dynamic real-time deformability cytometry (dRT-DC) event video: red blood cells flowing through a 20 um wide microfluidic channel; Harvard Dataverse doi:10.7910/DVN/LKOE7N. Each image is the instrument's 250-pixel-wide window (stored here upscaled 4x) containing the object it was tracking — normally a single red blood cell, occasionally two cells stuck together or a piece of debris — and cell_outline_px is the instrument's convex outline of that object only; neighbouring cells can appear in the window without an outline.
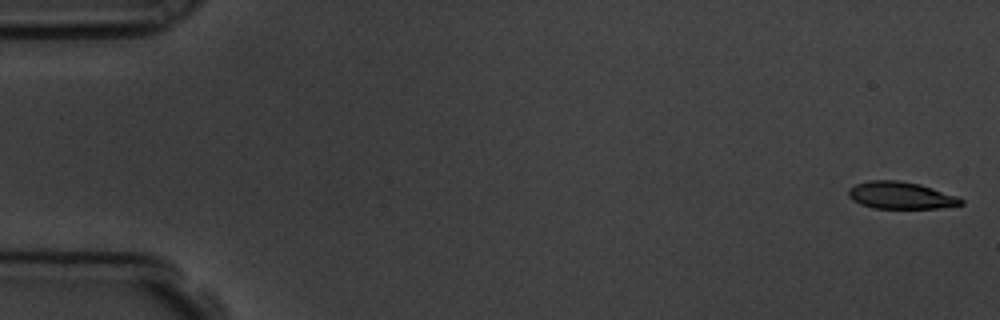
{"species": "common noctule bat (a hibernating species)", "species_latin": "Nyctalus noctula", "temperature_condition": "room temperature", "stored_images_in_passage": 53, "camera_frame_rate_fps": 3000, "um_per_image_px": 0.085, "animal": {"sex": "male", "body_mass_g": 19.5, "forearm_length_mm": 54.6}, "frame": {"image": 1, "passage_image": 1, "time_ms": 0.0, "image_size_px": [1000, 320], "cell_outline_px": [[964, 204], [936, 208], [872, 208], [860, 204], [852, 200], [848, 196], [848, 188], [856, 184], [868, 180], [900, 180], [920, 184], [956, 196], [964, 200]], "centroid_in_image_um": [76.52, 16.6], "position_along_channel_um": 8.5, "area_um2": 17.8}}
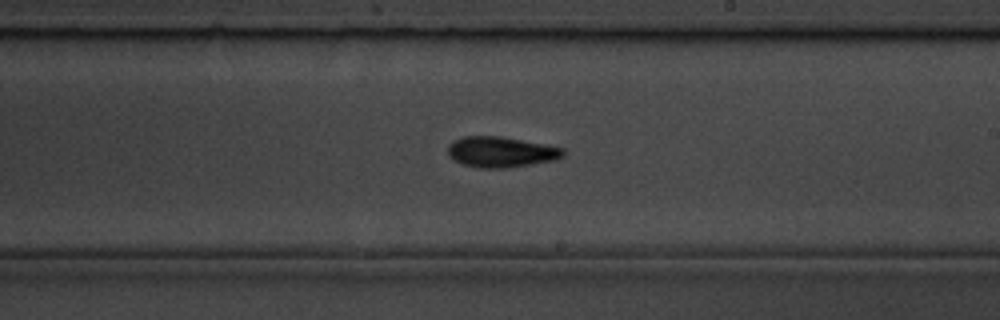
{"frame": {"image": 2, "passage_image": 31, "time_ms": 10.0, "image_size_px": [1000, 320], "cell_outline_px": [[564, 156], [556, 160], [532, 164], [504, 168], [480, 168], [464, 164], [448, 156], [448, 144], [452, 140], [464, 136], [500, 136], [544, 144], [564, 148]], "centroid_in_image_um": [42.58, 12.91], "position_along_channel_um": 246.4, "area_um2": 20.58}}
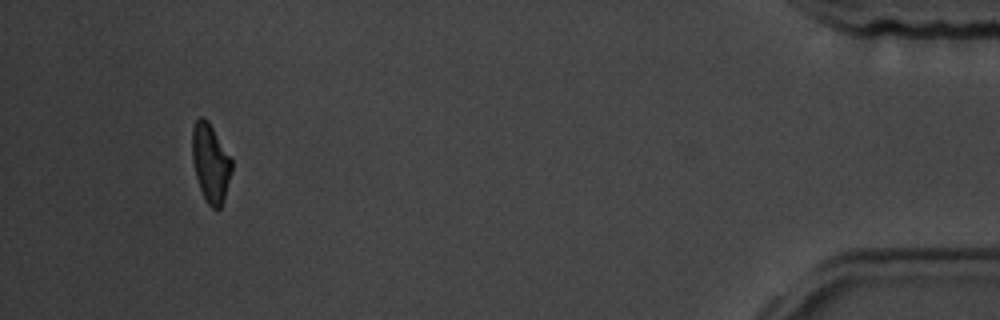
{"frame": {"image": 3, "passage_image": 50, "time_ms": 16.333, "image_size_px": [1000, 320], "cell_outline_px": [[232, 172], [220, 208], [212, 208], [208, 204], [200, 188], [196, 176], [192, 160], [192, 128], [196, 120], [200, 116], [204, 116], [208, 120], [232, 160]], "centroid_in_image_um": [17.88, 13.81], "position_along_channel_um": 417.3, "area_um2": 17.86}, "authors_computed_cell_mechanics": {"area_um2": 19.1896, "velocity_mm_per_s": 3.8245, "shape_relaxation_time_tau1_ms": 4.0284, "shape_relaxation_time_tau2_ms": 2.1451, "deformation_change_tau1": 0.1536, "deformation_change_tau2": 0.0815}}